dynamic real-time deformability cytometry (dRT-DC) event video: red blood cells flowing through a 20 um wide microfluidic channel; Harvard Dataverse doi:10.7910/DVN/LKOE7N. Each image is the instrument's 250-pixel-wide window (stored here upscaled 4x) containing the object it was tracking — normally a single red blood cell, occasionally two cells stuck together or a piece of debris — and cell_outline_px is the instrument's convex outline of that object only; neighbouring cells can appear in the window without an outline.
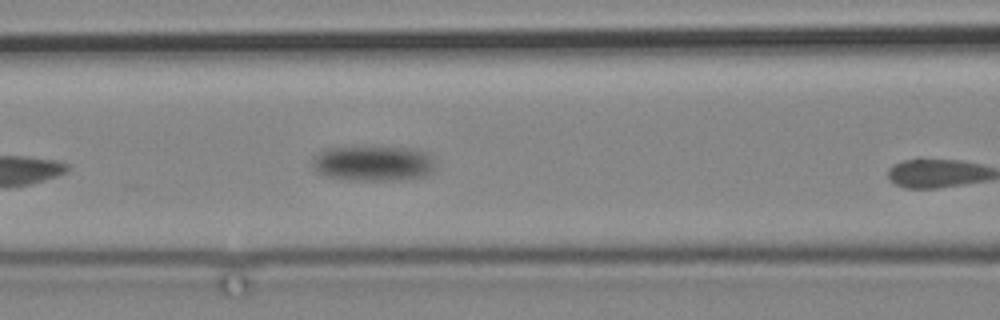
{"species": "common noctule bat (a hibernating species)", "species_latin": "Nyctalus noctula", "temperature_condition": "cold", "stored_images_in_passage": 6, "camera_frame_rate_fps": 3000, "um_per_image_px": 0.085, "animal": {"sex": "male", "body_mass_g": 19.2, "forearm_length_mm": 51.8}, "frame": {"image": 1, "passage_image": 5, "time_ms": 4.667, "image_size_px": [1000, 320], "cell_outline_px": [[436, 168], [432, 172], [424, 176], [400, 180], [352, 180], [324, 176], [316, 172], [312, 168], [312, 160], [320, 152], [332, 148], [412, 148], [428, 152], [436, 164]], "centroid_in_image_um": [31.76, 13.91], "position_along_channel_um": 134.8, "area_um2": 25.2}}